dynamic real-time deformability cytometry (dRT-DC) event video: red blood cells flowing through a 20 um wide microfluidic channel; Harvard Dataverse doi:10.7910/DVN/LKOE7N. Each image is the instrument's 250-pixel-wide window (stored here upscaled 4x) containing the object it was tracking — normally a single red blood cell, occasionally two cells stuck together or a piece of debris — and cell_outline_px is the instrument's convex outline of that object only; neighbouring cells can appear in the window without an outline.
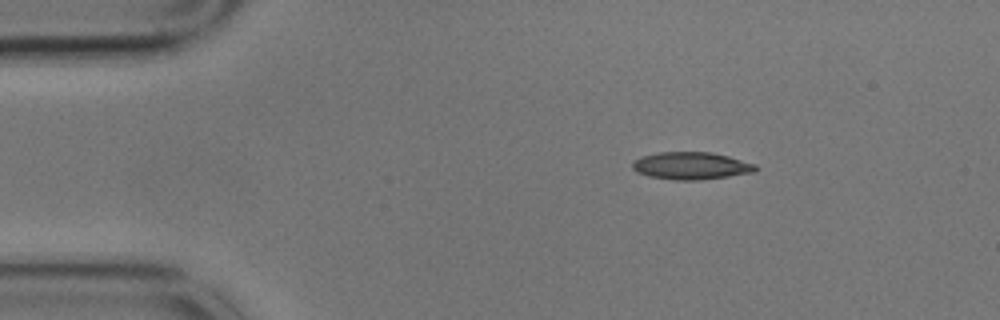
{"species": "common noctule bat (a hibernating species)", "species_latin": "Nyctalus noctula", "temperature_condition": "cold", "stored_images_in_passage": 50, "camera_frame_rate_fps": 3000, "um_per_image_px": 0.085, "animal": {"sex": "male", "body_mass_g": 17.9}, "frame": {"image": 1, "passage_image": 1, "time_ms": 0.0, "image_size_px": [1000, 320], "cell_outline_px": [[756, 172], [728, 176], [696, 180], [676, 180], [648, 176], [636, 172], [632, 168], [632, 164], [640, 156], [660, 152], [712, 152], [728, 156], [756, 164]], "centroid_in_image_um": [58.74, 14.09], "position_along_channel_um": 26.3, "area_um2": 19.59}}
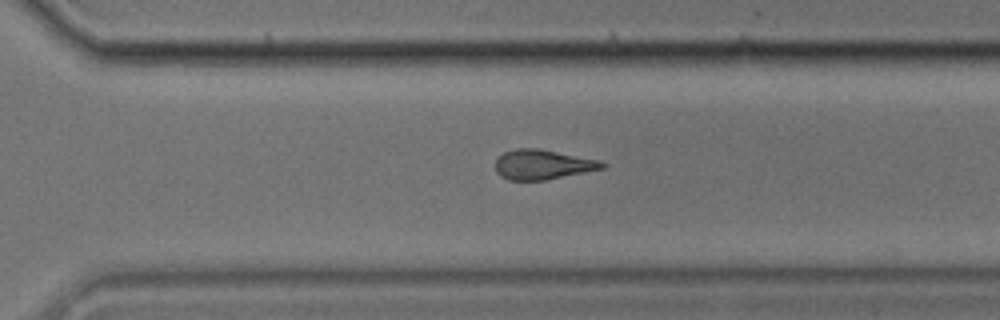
{"frame": {"image": 2, "passage_image": 32, "time_ms": 10.333, "image_size_px": [1000, 320], "cell_outline_px": [[608, 164], [604, 168], [544, 180], [508, 180], [500, 176], [496, 172], [496, 160], [504, 152], [516, 148], [540, 148], [600, 160]], "centroid_in_image_um": [46.13, 13.97], "position_along_channel_um": 324.5, "area_um2": 18.55}}
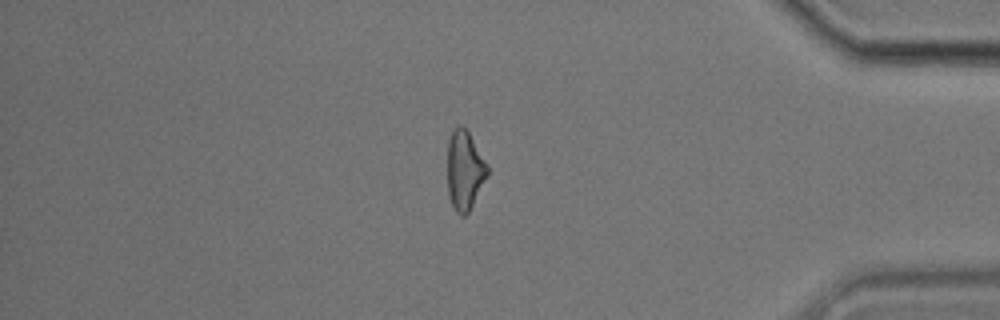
{"frame": {"image": 3, "passage_image": 41, "time_ms": 13.333, "image_size_px": [1000, 320], "cell_outline_px": [[488, 176], [468, 212], [464, 216], [460, 216], [456, 212], [452, 204], [448, 192], [448, 140], [452, 132], [460, 124], [468, 132], [488, 164]], "centroid_in_image_um": [39.5, 14.49], "position_along_channel_um": 395.7, "area_um2": 18.26}, "authors_computed_cell_mechanics": {"area_um2": 19.1318, "velocity_mm_per_s": 3.4356, "shape_relaxation_time_tau1_ms": null, "shape_relaxation_time_tau2_ms": 3.8645, "deformation_change_tau1": null, "deformation_change_tau2": 0.1456}}